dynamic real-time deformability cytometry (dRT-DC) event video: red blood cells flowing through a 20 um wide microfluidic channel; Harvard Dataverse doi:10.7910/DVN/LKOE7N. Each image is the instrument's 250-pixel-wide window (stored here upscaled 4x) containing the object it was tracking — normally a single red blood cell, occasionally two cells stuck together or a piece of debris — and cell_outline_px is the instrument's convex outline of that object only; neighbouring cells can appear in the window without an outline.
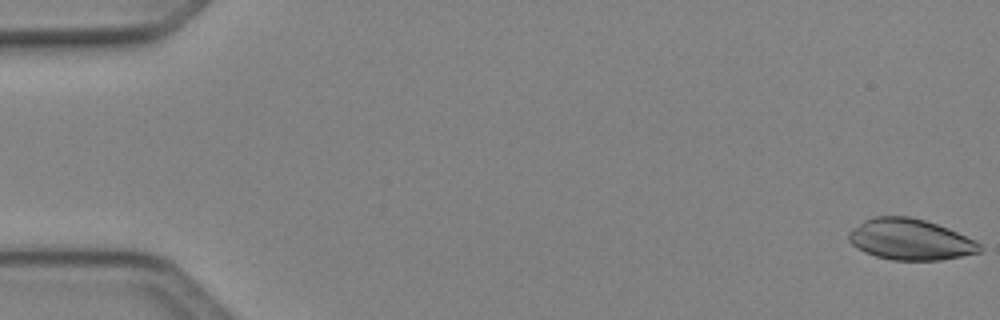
{"species": "Egyptian fruit bat (a non-hibernating species)", "species_latin": "Rousettus aegyptiacus", "temperature_condition": "cold", "stored_images_in_passage": 16, "camera_frame_rate_fps": 3000, "um_per_image_px": 0.085, "animal": {"sex": "female"}, "frame": {"image": 1, "passage_image": 1, "time_ms": 0.0, "image_size_px": [1000, 320], "cell_outline_px": [[980, 252], [940, 260], [892, 260], [876, 256], [864, 252], [852, 244], [848, 240], [848, 232], [852, 228], [864, 220], [872, 216], [908, 216], [924, 220], [948, 228], [976, 240], [980, 244]], "centroid_in_image_um": [77.34, 20.35], "position_along_channel_um": 7.7, "area_um2": 31.27}}
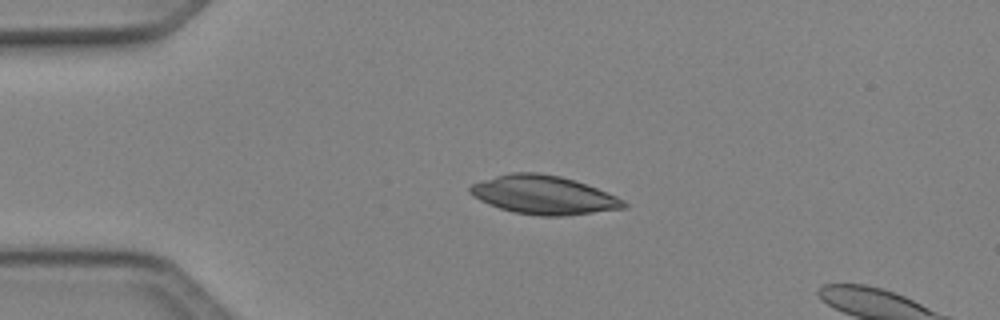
{"frame": {"image": 2, "passage_image": 12, "time_ms": 3.667, "image_size_px": [1000, 320], "cell_outline_px": [[628, 208], [560, 216], [540, 216], [512, 212], [488, 204], [472, 196], [468, 192], [468, 188], [472, 184], [496, 176], [512, 172], [536, 172], [560, 176], [576, 180], [616, 196], [624, 200], [628, 204]], "centroid_in_image_um": [46.21, 16.57], "position_along_channel_um": 38.8, "area_um2": 34.56}}